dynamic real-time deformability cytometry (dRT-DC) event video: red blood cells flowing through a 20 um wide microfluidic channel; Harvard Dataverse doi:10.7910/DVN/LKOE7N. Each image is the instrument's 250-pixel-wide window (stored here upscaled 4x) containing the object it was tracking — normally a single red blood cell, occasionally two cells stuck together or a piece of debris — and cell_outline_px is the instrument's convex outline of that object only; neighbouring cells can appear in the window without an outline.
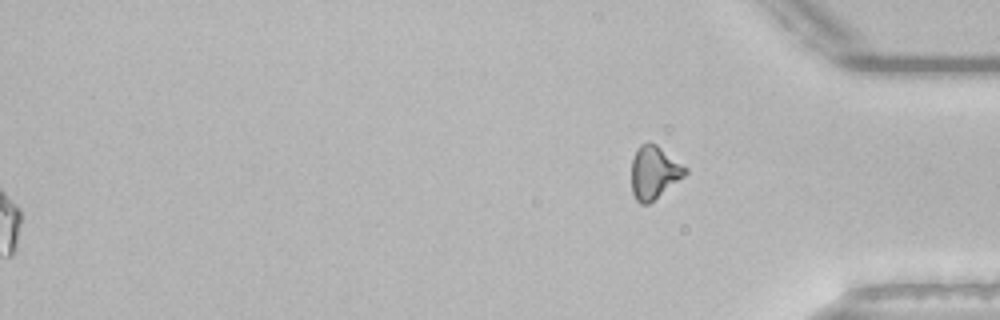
{"species": "common noctule bat (a hibernating species)", "species_latin": "Nyctalus noctula", "temperature_condition": "room temperature", "stored_images_in_passage": 43, "camera_frame_rate_fps": 3000, "um_per_image_px": 0.085, "animal": {"sex": "male", "body_mass_g": 21.5, "forearm_length_mm": 52.0}, "frame": {"image": 1, "passage_image": 43, "time_ms": 14.0, "image_size_px": [1000, 320], "cell_outline_px": [[688, 172], [684, 176], [648, 204], [640, 204], [636, 200], [632, 192], [632, 160], [636, 148], [640, 144], [648, 140], [656, 144], [688, 168]], "centroid_in_image_um": [55.58, 14.62], "position_along_channel_um": 379.6, "area_um2": 16.59}, "authors_computed_cell_mechanics": {"area_um2": 20.1722, "velocity_mm_per_s": 3.8309, "shape_relaxation_time_tau1_ms": null, "shape_relaxation_time_tau2_ms": 8.6128, "deformation_change_tau1": null, "deformation_change_tau2": 0.1664}}